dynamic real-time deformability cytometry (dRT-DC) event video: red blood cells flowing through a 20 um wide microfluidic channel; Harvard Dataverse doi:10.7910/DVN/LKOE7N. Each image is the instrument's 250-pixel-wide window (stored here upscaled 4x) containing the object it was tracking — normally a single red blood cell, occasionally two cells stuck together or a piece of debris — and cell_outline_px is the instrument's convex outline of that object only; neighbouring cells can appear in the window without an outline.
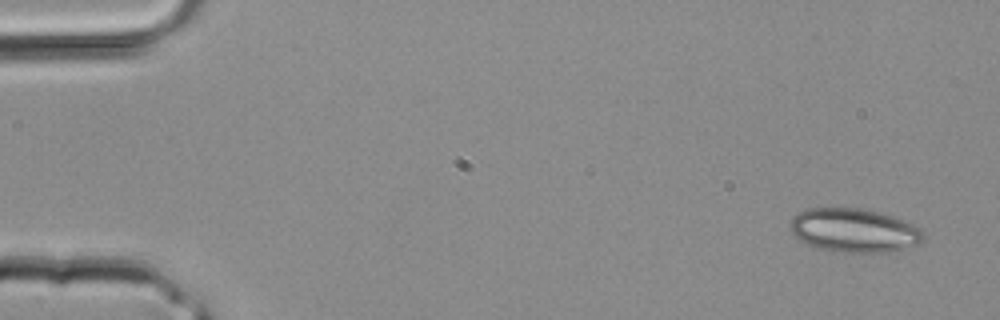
{"species": "common noctule bat (a hibernating species)", "species_latin": "Nyctalus noctula", "temperature_condition": "room temperature", "stored_images_in_passage": 4, "segment_of_instrument_passage": [2, 2], "camera_frame_rate_fps": 3000, "um_per_image_px": 0.085, "animal": {"sex": "male", "body_mass_g": 20.4}, "frame": {"image": 1, "passage_image": 4, "time_ms": 1.0, "image_size_px": [1000, 320], "cell_outline_px": [[924, 240], [920, 244], [884, 252], [832, 252], [808, 244], [800, 240], [792, 232], [792, 216], [808, 208], [864, 208], [880, 212], [892, 216], [912, 224], [920, 228], [924, 236]], "centroid_in_image_um": [72.61, 19.58], "position_along_channel_um": 12.4, "area_um2": 33.76}}